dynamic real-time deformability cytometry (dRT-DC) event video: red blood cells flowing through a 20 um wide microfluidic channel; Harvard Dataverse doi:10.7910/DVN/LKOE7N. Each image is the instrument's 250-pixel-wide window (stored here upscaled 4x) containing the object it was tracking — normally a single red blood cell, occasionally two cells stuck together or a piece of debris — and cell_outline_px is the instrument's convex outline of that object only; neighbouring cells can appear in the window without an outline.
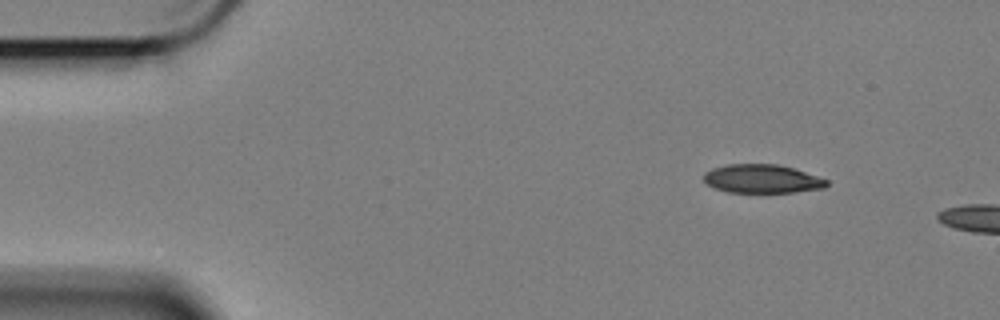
{"species": "Egyptian fruit bat (a non-hibernating species)", "species_latin": "Rousettus aegyptiacus", "temperature_condition": "cold", "stored_images_in_passage": 8, "camera_frame_rate_fps": 3000, "um_per_image_px": 0.085, "animal": {"sex": "female"}, "frame": {"image": 1, "passage_image": 1, "time_ms": 0.0, "image_size_px": [1000, 320], "cell_outline_px": [[828, 184], [824, 188], [796, 192], [728, 192], [716, 188], [708, 184], [704, 180], [704, 172], [712, 168], [728, 164], [776, 164], [792, 168], [828, 180]], "centroid_in_image_um": [64.76, 15.2], "position_along_channel_um": 20.2, "area_um2": 20.29}}